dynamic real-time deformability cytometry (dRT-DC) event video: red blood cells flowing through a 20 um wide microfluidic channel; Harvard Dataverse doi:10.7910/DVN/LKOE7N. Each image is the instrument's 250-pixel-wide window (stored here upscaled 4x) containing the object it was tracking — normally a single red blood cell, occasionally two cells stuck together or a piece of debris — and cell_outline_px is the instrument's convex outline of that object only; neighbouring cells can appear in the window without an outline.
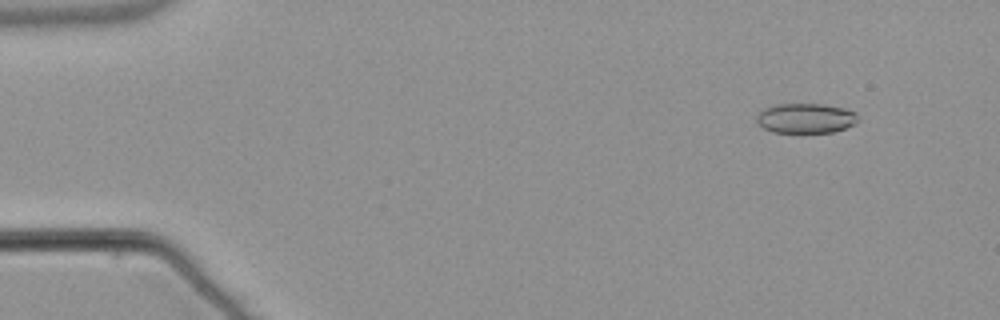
{"species": "common noctule bat (a hibernating species)", "species_latin": "Nyctalus noctula", "temperature_condition": "warm", "stored_images_in_passage": 55, "camera_frame_rate_fps": 3000, "um_per_image_px": 0.085, "animal": {"sex": "male", "body_mass_g": 21.5, "forearm_length_mm": 52.0}, "frame": {"image": 1, "passage_image": 6, "time_ms": 1.667, "image_size_px": [1000, 320], "cell_outline_px": [[860, 120], [856, 124], [832, 132], [772, 132], [756, 124], [756, 116], [764, 108], [776, 104], [824, 104], [844, 108], [856, 112], [860, 116]], "centroid_in_image_um": [68.51, 10.04], "position_along_channel_um": 16.5, "area_um2": 17.86}}
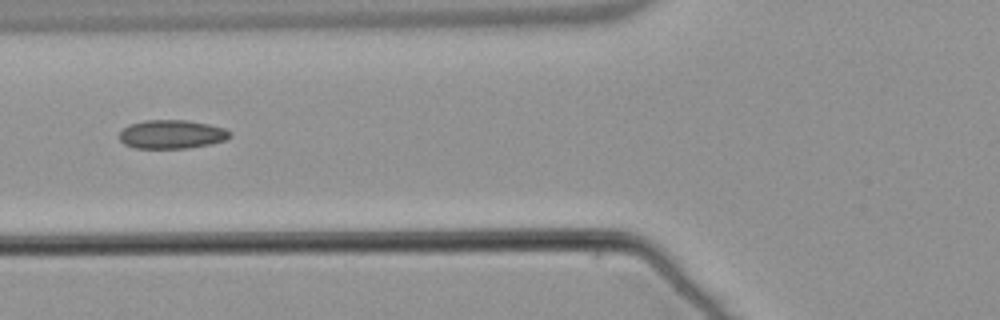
{"frame": {"image": 2, "passage_image": 22, "time_ms": 7.0, "image_size_px": [1000, 320], "cell_outline_px": [[232, 136], [224, 140], [212, 144], [188, 148], [136, 148], [124, 144], [120, 140], [120, 132], [128, 124], [144, 120], [188, 120], [208, 124], [224, 128], [232, 132]], "centroid_in_image_um": [14.61, 11.41], "position_along_channel_um": 111.2, "area_um2": 18.61}}
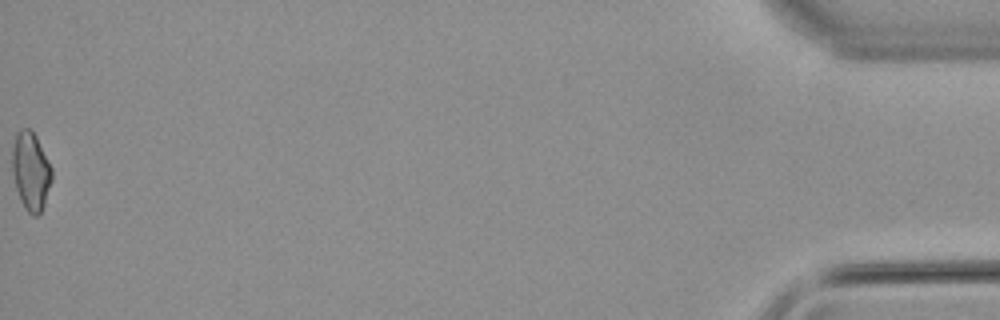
{"frame": {"image": 3, "passage_image": 55, "time_ms": 18.0, "image_size_px": [1000, 320], "cell_outline_px": [[52, 180], [44, 204], [40, 212], [36, 216], [32, 216], [24, 208], [20, 200], [16, 188], [12, 172], [12, 148], [16, 132], [20, 128], [28, 128], [36, 136], [52, 168]], "centroid_in_image_um": [2.6, 14.54], "position_along_channel_um": 432.6, "area_um2": 18.09}, "authors_computed_cell_mechanics": {"area_um2": 17.918, "velocity_mm_per_s": 3.8434, "shape_relaxation_time_tau1_ms": null, "shape_relaxation_time_tau2_ms": 3.4012, "deformation_change_tau1": null, "deformation_change_tau2": 0.0859}}